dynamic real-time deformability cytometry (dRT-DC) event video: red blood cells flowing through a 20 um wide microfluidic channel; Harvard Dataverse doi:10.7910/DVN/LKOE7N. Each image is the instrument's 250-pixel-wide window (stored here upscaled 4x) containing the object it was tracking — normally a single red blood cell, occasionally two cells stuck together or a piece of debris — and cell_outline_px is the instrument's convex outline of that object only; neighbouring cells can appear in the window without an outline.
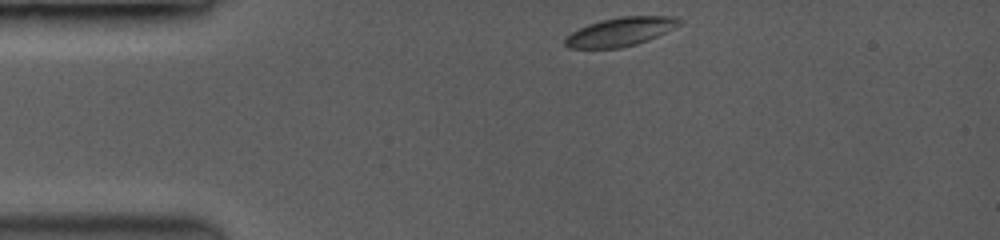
{"species": "common noctule bat (a hibernating species)", "species_latin": "Nyctalus noctula", "temperature_condition": "room temperature", "stored_images_in_passage": 55, "camera_frame_rate_fps": 3500, "um_per_image_px": 0.085, "animal": {"sex": "female", "body_mass_g": 19.0, "forearm_length_mm": 53.3}, "frame": {"image": 1, "passage_image": 1, "time_ms": 0.0, "image_size_px": [1000, 240], "cell_outline_px": [[680, 24], [656, 36], [636, 44], [620, 48], [568, 48], [564, 44], [564, 40], [572, 32], [588, 24], [604, 20], [624, 16], [672, 16], [680, 20]], "centroid_in_image_um": [52.69, 2.7], "position_along_channel_um": 32.3, "area_um2": 18.61}}
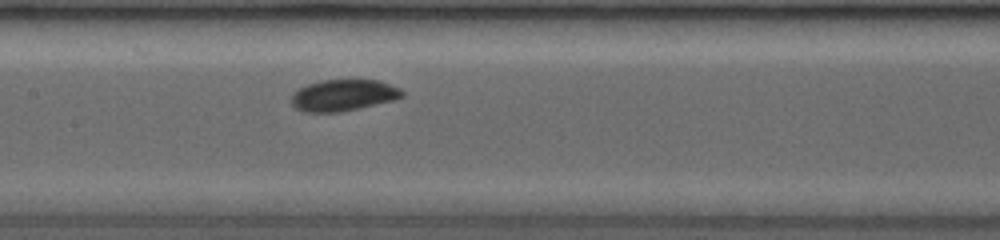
{"frame": {"image": 2, "passage_image": 23, "time_ms": 4.857, "image_size_px": [1000, 240], "cell_outline_px": [[404, 96], [392, 100], [356, 108], [336, 112], [308, 112], [296, 108], [292, 104], [292, 96], [300, 88], [308, 84], [324, 80], [376, 80], [400, 88], [404, 92]], "centroid_in_image_um": [29.19, 8.09], "position_along_channel_um": 178.2, "area_um2": 19.71}}
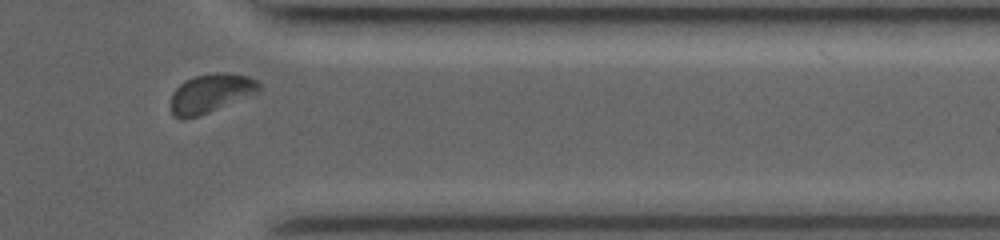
{"frame": {"image": 3, "passage_image": 51, "time_ms": 10.286, "image_size_px": [1000, 240], "cell_outline_px": [[260, 92], [200, 116], [184, 120], [180, 120], [172, 116], [172, 92], [180, 84], [196, 76], [216, 72], [224, 72], [248, 76], [256, 80], [260, 84]], "centroid_in_image_um": [17.92, 7.96], "position_along_channel_um": 393.5, "area_um2": 20.11}, "authors_computed_cell_mechanics": {"area_um2": 19.5942, "velocity_mm_per_s": 3.9603, "shape_relaxation_time_tau1_ms": 1.4313, "shape_relaxation_time_tau2_ms": null, "deformation_change_tau1": 0.0642, "deformation_change_tau2": null}}